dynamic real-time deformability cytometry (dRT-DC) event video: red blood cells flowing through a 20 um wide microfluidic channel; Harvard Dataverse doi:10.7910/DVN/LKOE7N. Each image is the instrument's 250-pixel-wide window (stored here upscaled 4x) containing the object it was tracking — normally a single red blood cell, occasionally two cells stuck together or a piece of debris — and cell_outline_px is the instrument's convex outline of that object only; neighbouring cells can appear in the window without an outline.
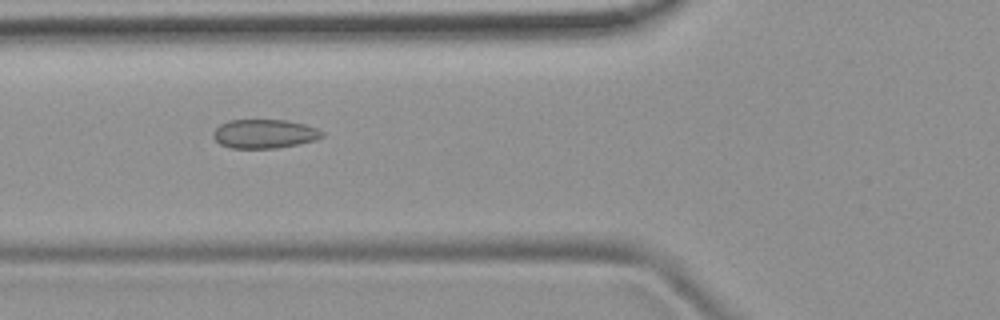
{"species": "common noctule bat (a hibernating species)", "species_latin": "Nyctalus noctula", "temperature_condition": "room temperature", "stored_images_in_passage": 52, "camera_frame_rate_fps": 3000, "um_per_image_px": 0.085, "animal": {"sex": "female", "body_mass_g": 19.9}, "frame": {"image": 1, "passage_image": 20, "time_ms": 6.333, "image_size_px": [1000, 320], "cell_outline_px": [[324, 136], [316, 140], [300, 144], [276, 148], [232, 148], [220, 144], [212, 136], [212, 132], [220, 124], [228, 120], [288, 120], [304, 124], [316, 128], [324, 132]], "centroid_in_image_um": [22.48, 11.37], "position_along_channel_um": 103.3, "area_um2": 18.5}}
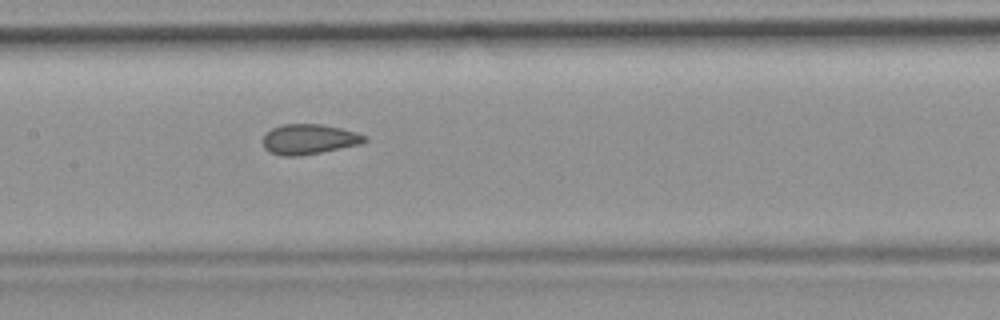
{"frame": {"image": 2, "passage_image": 26, "time_ms": 8.333, "image_size_px": [1000, 320], "cell_outline_px": [[368, 140], [360, 144], [300, 156], [284, 156], [272, 152], [264, 148], [264, 136], [272, 128], [280, 124], [320, 124], [340, 128], [356, 132], [368, 136]], "centroid_in_image_um": [26.29, 11.82], "position_along_channel_um": 181.1, "area_um2": 17.69}}
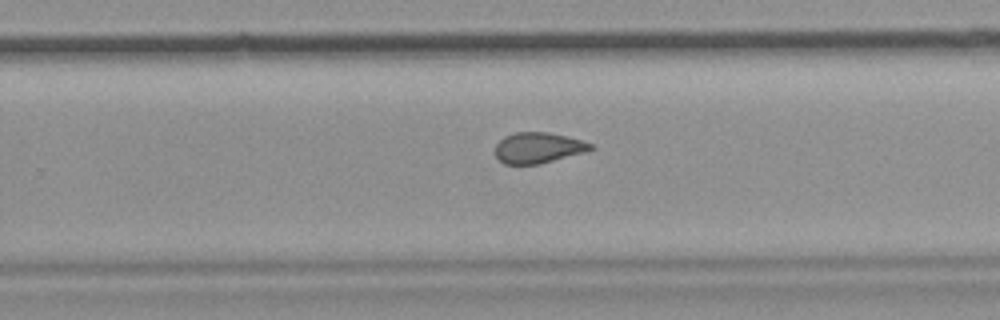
{"frame": {"image": 3, "passage_image": 34, "time_ms": 11.0, "image_size_px": [1000, 320], "cell_outline_px": [[596, 148], [584, 152], [540, 164], [504, 164], [496, 156], [496, 144], [504, 136], [516, 132], [548, 132], [580, 140], [592, 144]], "centroid_in_image_um": [45.73, 12.56], "position_along_channel_um": 284.1, "area_um2": 16.94}, "authors_computed_cell_mechanics": {"area_um2": 18.4093, "velocity_mm_per_s": 3.8905, "shape_relaxation_time_tau1_ms": null, "shape_relaxation_time_tau2_ms": 1.3338, "deformation_change_tau1": null, "deformation_change_tau2": 0.0683}}